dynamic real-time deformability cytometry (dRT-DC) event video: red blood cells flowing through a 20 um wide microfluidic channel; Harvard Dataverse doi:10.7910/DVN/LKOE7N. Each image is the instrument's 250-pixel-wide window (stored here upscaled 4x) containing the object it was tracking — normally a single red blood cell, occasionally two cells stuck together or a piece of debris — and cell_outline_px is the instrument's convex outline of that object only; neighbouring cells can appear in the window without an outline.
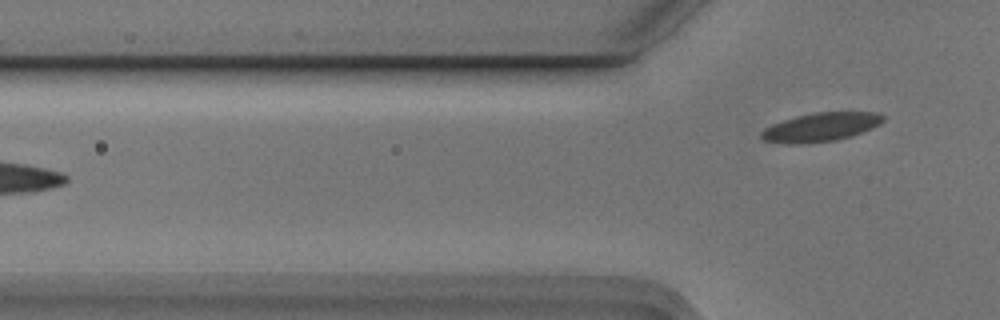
{"species": "Egyptian fruit bat (a non-hibernating species)", "species_latin": "Rousettus aegyptiacus", "temperature_condition": "cold", "stored_images_in_passage": 5, "camera_frame_rate_fps": 3000, "um_per_image_px": 0.085, "animal": {"sex": "male"}, "frame": {"image": 1, "passage_image": 5, "time_ms": 1.333, "image_size_px": [1000, 320], "cell_outline_px": [[884, 120], [880, 124], [872, 128], [852, 136], [836, 140], [800, 144], [788, 144], [764, 140], [760, 136], [760, 132], [764, 128], [772, 124], [796, 116], [816, 112], [876, 112], [884, 116]], "centroid_in_image_um": [69.76, 10.8], "position_along_channel_um": 56.0, "area_um2": 20.4}}